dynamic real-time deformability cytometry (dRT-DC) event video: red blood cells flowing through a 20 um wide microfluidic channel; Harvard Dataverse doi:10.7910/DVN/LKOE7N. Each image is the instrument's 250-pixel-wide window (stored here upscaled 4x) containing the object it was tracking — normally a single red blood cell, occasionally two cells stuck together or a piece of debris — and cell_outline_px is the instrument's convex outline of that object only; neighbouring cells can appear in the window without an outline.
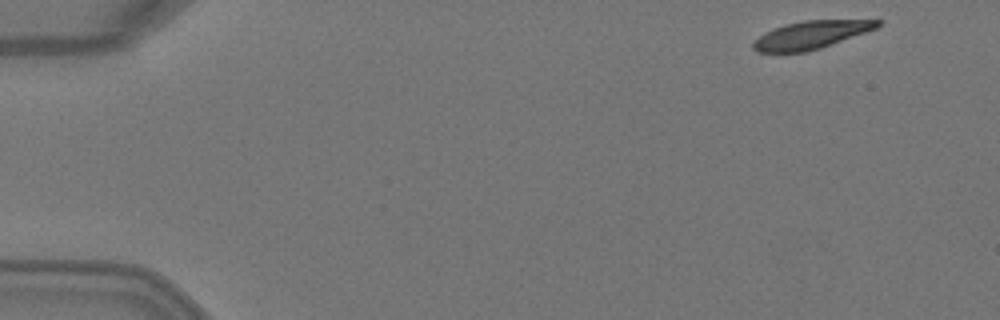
{"species": "Egyptian fruit bat (a non-hibernating species)", "species_latin": "Rousettus aegyptiacus", "temperature_condition": "warm", "stored_images_in_passage": 2, "camera_frame_rate_fps": 3000, "um_per_image_px": 0.085, "animal": {"sex": "female"}, "frame": {"image": 1, "passage_image": 1, "time_ms": 0.0, "image_size_px": [1000, 320], "cell_outline_px": [[884, 20], [876, 28], [820, 48], [804, 52], [756, 52], [752, 48], [752, 44], [764, 32], [772, 28], [804, 20]], "centroid_in_image_um": [68.9, 2.96], "position_along_channel_um": 16.1, "area_um2": 19.88}}